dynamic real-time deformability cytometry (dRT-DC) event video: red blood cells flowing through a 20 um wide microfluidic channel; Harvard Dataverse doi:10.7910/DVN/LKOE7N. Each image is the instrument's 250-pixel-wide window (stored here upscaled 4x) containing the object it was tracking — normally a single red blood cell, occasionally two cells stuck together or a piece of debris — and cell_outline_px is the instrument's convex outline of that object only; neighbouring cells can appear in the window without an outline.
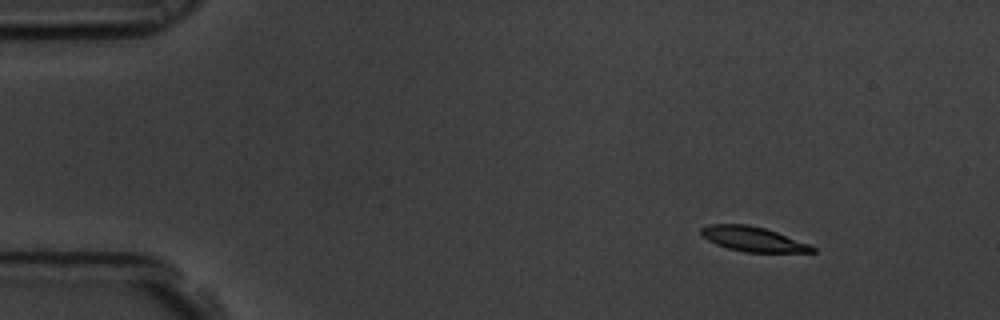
{"species": "common noctule bat (a hibernating species)", "species_latin": "Nyctalus noctula", "temperature_condition": "room temperature", "stored_images_in_passage": 5, "camera_frame_rate_fps": 3000, "um_per_image_px": 0.085, "animal": {"sex": "male", "body_mass_g": 19.5, "forearm_length_mm": 54.6}, "frame": {"image": 1, "passage_image": 1, "time_ms": 0.0, "image_size_px": [1000, 320], "cell_outline_px": [[816, 252], [744, 252], [728, 248], [716, 244], [708, 240], [700, 232], [700, 228], [708, 224], [748, 224], [764, 228], [776, 232], [808, 244], [816, 248]], "centroid_in_image_um": [63.97, 20.32], "position_along_channel_um": 21.0, "area_um2": 15.84}}
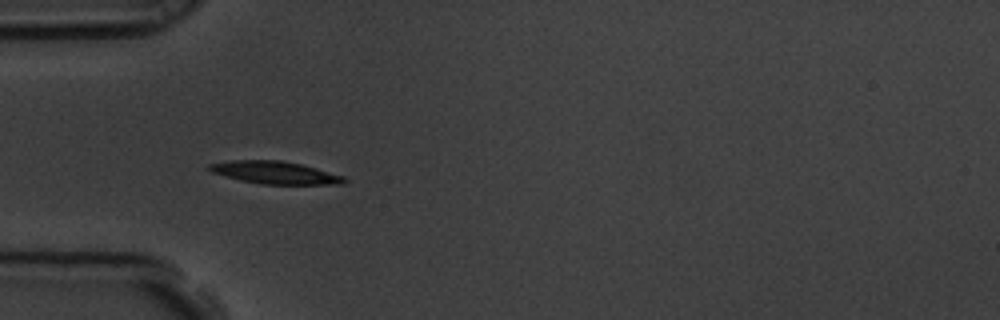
{"frame": {"image": 2, "passage_image": 4, "time_ms": 1.0, "image_size_px": [1000, 320], "cell_outline_px": [[348, 180], [344, 184], [260, 184], [240, 180], [212, 172], [204, 168], [208, 164], [228, 160], [284, 160], [316, 168], [344, 176]], "centroid_in_image_um": [23.34, 14.66], "position_along_channel_um": 61.7, "area_um2": 17.86}}
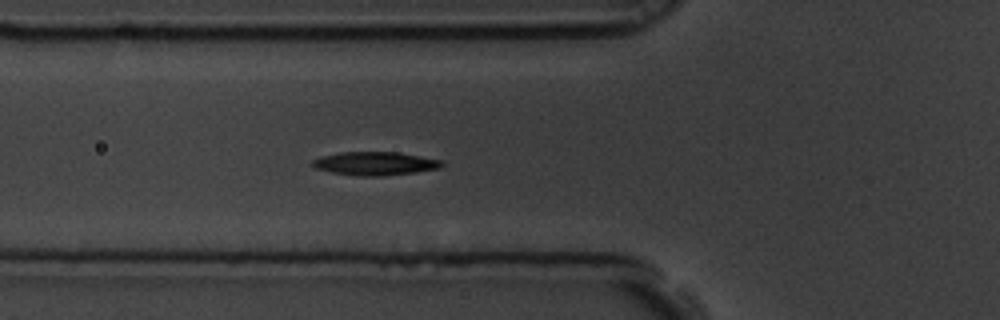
{"frame": {"image": 3, "passage_image": 5, "time_ms": 1.333, "image_size_px": [1000, 320], "cell_outline_px": [[444, 164], [440, 168], [416, 172], [380, 176], [360, 176], [332, 172], [316, 168], [312, 164], [312, 160], [320, 156], [340, 152], [400, 152], [444, 160]], "centroid_in_image_um": [31.92, 13.89], "position_along_channel_um": 93.9, "area_um2": 17.74}}